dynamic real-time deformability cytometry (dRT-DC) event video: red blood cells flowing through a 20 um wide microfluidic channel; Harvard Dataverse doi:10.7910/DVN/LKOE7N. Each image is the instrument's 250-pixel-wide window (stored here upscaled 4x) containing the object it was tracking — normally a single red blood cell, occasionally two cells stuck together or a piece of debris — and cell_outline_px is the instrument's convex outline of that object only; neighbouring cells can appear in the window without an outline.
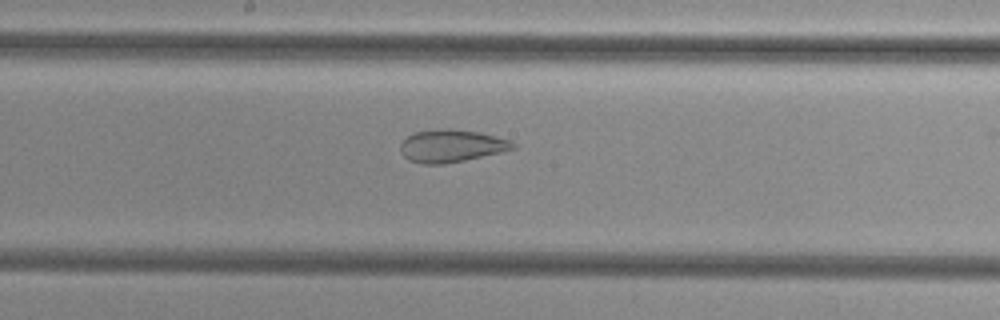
{"species": "common noctule bat (a hibernating species)", "species_latin": "Nyctalus noctula", "temperature_condition": "cold", "stored_images_in_passage": 52, "camera_frame_rate_fps": 3000, "um_per_image_px": 0.085, "animal": {"sex": "female", "body_mass_g": 29.2, "forearm_length_mm": 56.3}, "frame": {"image": 1, "passage_image": 28, "time_ms": 9.0, "image_size_px": [1000, 320], "cell_outline_px": [[516, 148], [500, 152], [464, 160], [444, 164], [420, 164], [408, 160], [400, 152], [400, 144], [408, 136], [416, 132], [444, 128], [452, 128], [480, 132], [512, 140], [516, 144]], "centroid_in_image_um": [38.37, 12.4], "position_along_channel_um": 209.8, "area_um2": 21.44}}
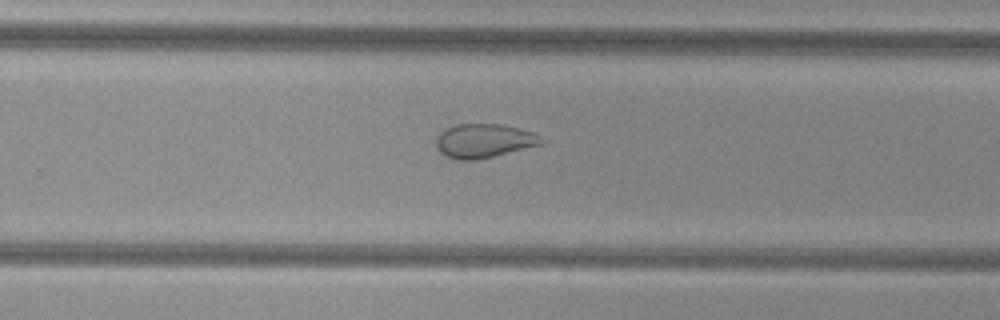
{"frame": {"image": 2, "passage_image": 34, "time_ms": 11.0, "image_size_px": [1000, 320], "cell_outline_px": [[548, 140], [540, 144], [476, 160], [456, 160], [440, 152], [436, 148], [436, 136], [444, 128], [456, 124], [500, 124], [536, 132]], "centroid_in_image_um": [41.13, 11.95], "position_along_channel_um": 288.7, "area_um2": 20.92}}
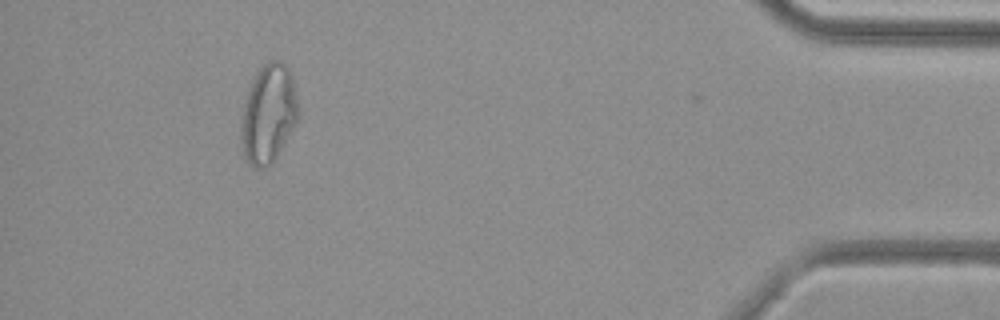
{"frame": {"image": 3, "passage_image": 48, "time_ms": 15.667, "image_size_px": [1000, 320], "cell_outline_px": [[300, 112], [292, 128], [272, 164], [264, 168], [256, 168], [248, 164], [244, 156], [240, 136], [240, 116], [248, 88], [252, 76], [268, 60], [276, 60], [284, 64], [288, 68], [292, 76]], "centroid_in_image_um": [22.77, 9.66], "position_along_channel_um": 412.4, "area_um2": 33.18}}